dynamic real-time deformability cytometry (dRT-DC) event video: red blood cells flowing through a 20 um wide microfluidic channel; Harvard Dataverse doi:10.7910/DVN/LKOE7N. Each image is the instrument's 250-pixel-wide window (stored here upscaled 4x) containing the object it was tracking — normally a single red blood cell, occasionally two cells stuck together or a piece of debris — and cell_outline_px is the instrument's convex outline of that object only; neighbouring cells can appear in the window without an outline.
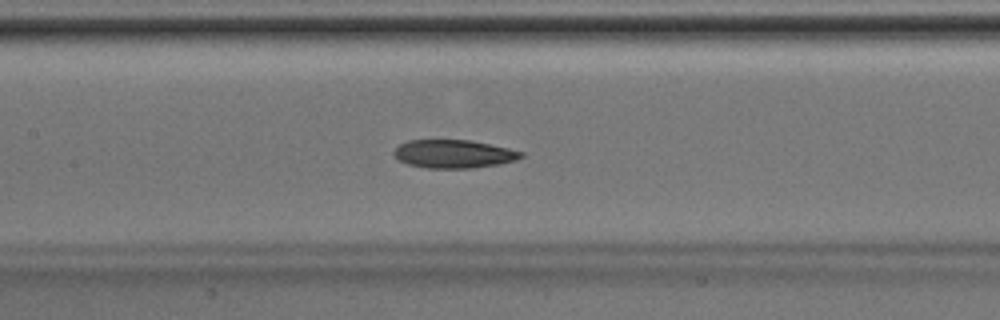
{"species": "Egyptian fruit bat (a non-hibernating species)", "species_latin": "Rousettus aegyptiacus", "temperature_condition": "room temperature", "stored_images_in_passage": 35, "camera_frame_rate_fps": 3000, "um_per_image_px": 0.085, "animal": {"sex": "male"}, "frame": {"image": 1, "passage_image": 20, "time_ms": 6.333, "image_size_px": [1000, 320], "cell_outline_px": [[524, 156], [516, 160], [500, 164], [472, 168], [428, 168], [408, 164], [400, 160], [392, 152], [400, 144], [408, 140], [472, 140], [508, 148], [524, 152]], "centroid_in_image_um": [38.6, 13.08], "position_along_channel_um": 168.8, "area_um2": 20.92}}